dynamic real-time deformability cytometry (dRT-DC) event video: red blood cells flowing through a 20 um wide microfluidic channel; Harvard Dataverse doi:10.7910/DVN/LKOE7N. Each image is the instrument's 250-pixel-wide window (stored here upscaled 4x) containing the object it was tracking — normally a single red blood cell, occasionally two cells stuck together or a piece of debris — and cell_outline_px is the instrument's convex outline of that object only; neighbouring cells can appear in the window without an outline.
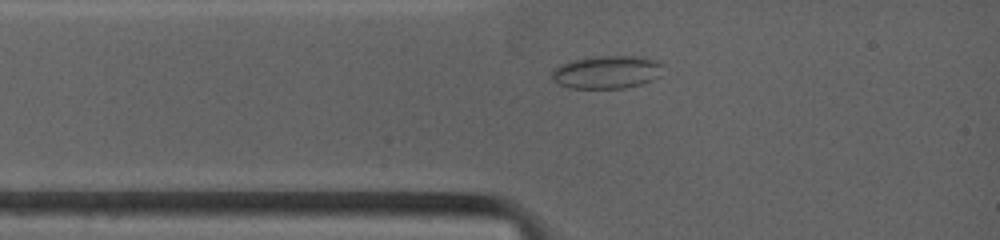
{"species": "common noctule bat (a hibernating species)", "species_latin": "Nyctalus noctula", "temperature_condition": "warm", "stored_images_in_passage": 29, "camera_frame_rate_fps": 4500, "um_per_image_px": 0.085, "animal": {"sex": "female", "body_mass_g": 19.0, "forearm_length_mm": 53.3}, "frame": {"image": 1, "passage_image": 2, "time_ms": 1.111, "image_size_px": [1000, 240], "cell_outline_px": [[660, 76], [652, 80], [640, 84], [624, 88], [568, 88], [552, 80], [552, 68], [572, 60], [588, 56], [644, 56], [660, 60]], "centroid_in_image_um": [51.56, 6.11], "position_along_channel_um": 33.4, "area_um2": 21.56}}
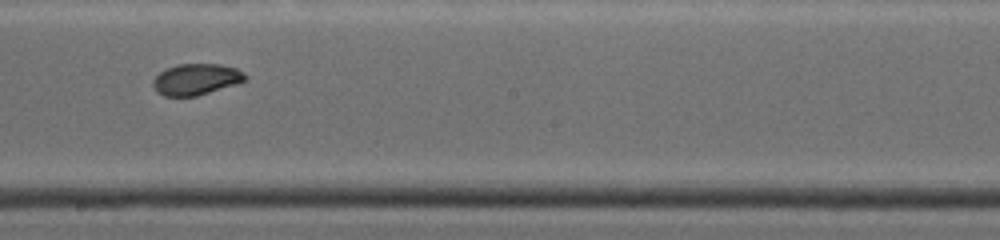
{"frame": {"image": 2, "passage_image": 15, "time_ms": 6.222, "image_size_px": [1000, 240], "cell_outline_px": [[248, 80], [236, 84], [196, 96], [164, 96], [156, 92], [152, 84], [152, 80], [164, 68], [176, 64], [220, 64], [236, 68], [244, 72], [248, 76]], "centroid_in_image_um": [16.67, 6.73], "position_along_channel_um": 231.5, "area_um2": 16.99}}
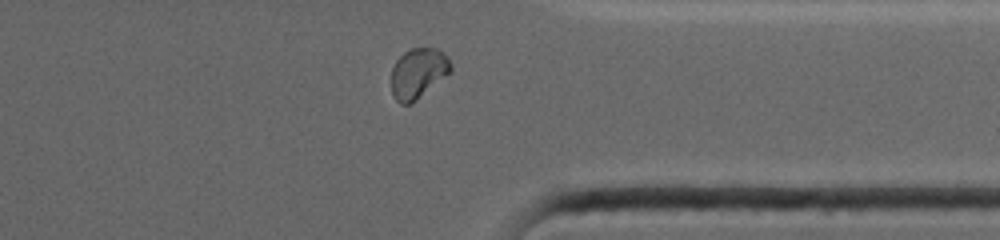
{"frame": {"image": 3, "passage_image": 25, "time_ms": 10.0, "image_size_px": [1000, 240], "cell_outline_px": [[452, 72], [416, 100], [408, 104], [400, 104], [396, 100], [392, 92], [392, 68], [396, 60], [404, 52], [412, 48], [436, 48], [452, 64]], "centroid_in_image_um": [35.54, 6.23], "position_along_channel_um": 375.9, "area_um2": 17.22}, "authors_computed_cell_mechanics": {"area_um2": 17.3978, "velocity_mm_per_s": 3.9264, "shape_relaxation_time_tau1_ms": 11.3827, "shape_relaxation_time_tau2_ms": 0.293, "deformation_change_tau1": 0.1613, "deformation_change_tau2": 0.0355}}